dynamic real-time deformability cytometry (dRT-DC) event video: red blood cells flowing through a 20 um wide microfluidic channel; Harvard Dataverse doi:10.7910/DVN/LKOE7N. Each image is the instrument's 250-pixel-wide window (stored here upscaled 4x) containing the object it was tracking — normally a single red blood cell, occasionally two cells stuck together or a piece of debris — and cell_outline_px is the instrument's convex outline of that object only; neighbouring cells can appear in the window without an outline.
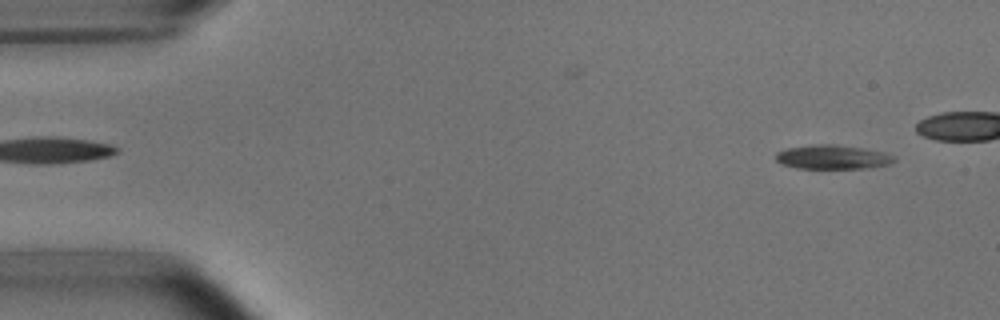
{"species": "common noctule bat (a hibernating species)", "species_latin": "Nyctalus noctula", "temperature_condition": "room temperature", "stored_images_in_passage": 42, "camera_frame_rate_fps": 3000, "um_per_image_px": 0.085, "animal": {"sex": "male", "body_mass_g": 15.6}, "frame": {"image": 1, "passage_image": 3, "time_ms": 0.667, "image_size_px": [1000, 320], "cell_outline_px": [[896, 160], [888, 164], [872, 168], [796, 168], [784, 164], [776, 160], [776, 152], [788, 148], [816, 144], [836, 144], [884, 152], [896, 156]], "centroid_in_image_um": [70.8, 13.35], "position_along_channel_um": 14.2, "area_um2": 16.53}}
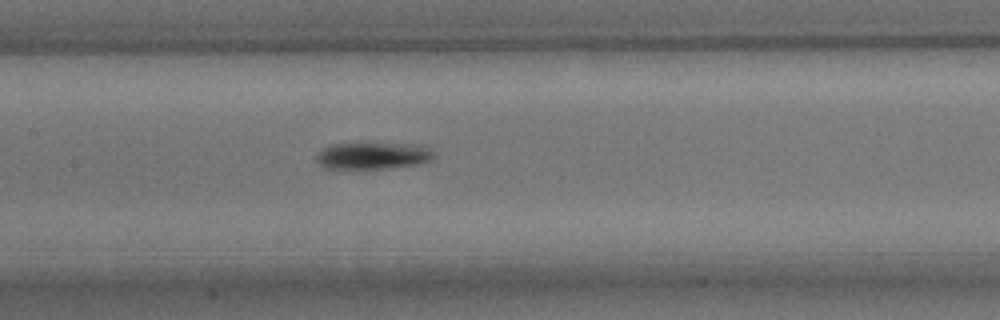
{"frame": {"image": 2, "passage_image": 24, "time_ms": 7.667, "image_size_px": [1000, 320], "cell_outline_px": [[436, 152], [428, 160], [416, 164], [384, 168], [324, 168], [316, 160], [316, 156], [324, 148], [332, 144], [424, 144]], "centroid_in_image_um": [31.72, 13.22], "position_along_channel_um": 175.7, "area_um2": 17.98}}
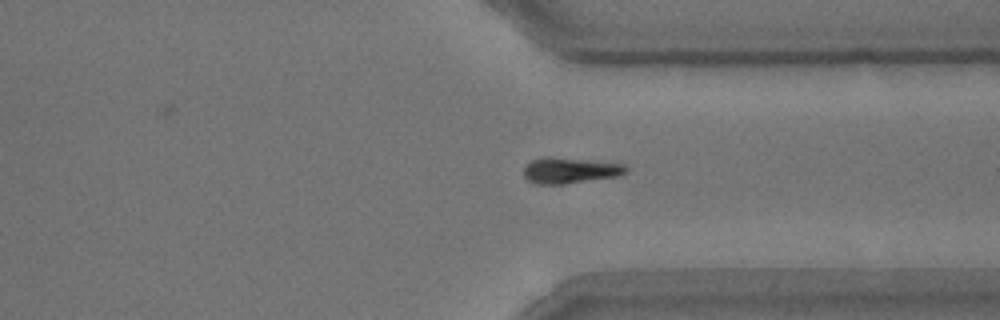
{"frame": {"image": 3, "passage_image": 39, "time_ms": 12.667, "image_size_px": [1000, 320], "cell_outline_px": [[628, 172], [620, 176], [564, 184], [536, 184], [528, 180], [524, 176], [524, 168], [532, 160], [544, 156], [548, 156], [588, 160], [624, 164], [628, 168]], "centroid_in_image_um": [48.47, 14.49], "position_along_channel_um": 362.9, "area_um2": 15.49}}